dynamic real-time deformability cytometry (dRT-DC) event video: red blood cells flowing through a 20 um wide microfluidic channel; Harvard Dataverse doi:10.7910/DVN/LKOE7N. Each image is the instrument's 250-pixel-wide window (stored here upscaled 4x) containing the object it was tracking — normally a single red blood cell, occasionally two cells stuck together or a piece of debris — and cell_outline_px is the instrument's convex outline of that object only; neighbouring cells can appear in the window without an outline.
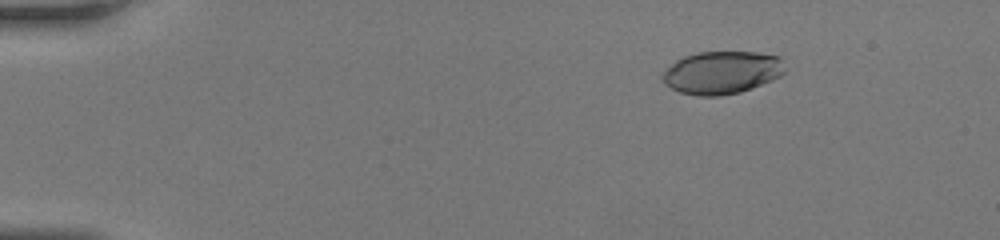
{"species": "human", "species_latin": "Homo sapiens", "temperature_condition": "room temperature", "stored_images_in_passage": 47, "camera_frame_rate_fps": 3000, "um_per_image_px": 0.085, "donor": {"sex": "female"}, "frame": {"image": 1, "passage_image": 8, "time_ms": 2.333, "image_size_px": [1000, 240], "cell_outline_px": [[784, 72], [780, 76], [752, 88], [740, 92], [720, 96], [696, 96], [680, 92], [664, 84], [660, 80], [660, 76], [676, 60], [684, 56], [696, 52], [756, 52], [780, 56]], "centroid_in_image_um": [61.32, 6.17], "position_along_channel_um": 23.7, "area_um2": 30.52}}
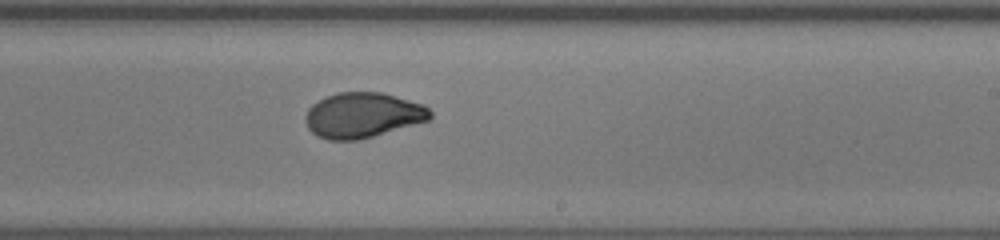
{"frame": {"image": 2, "passage_image": 30, "time_ms": 9.667, "image_size_px": [1000, 240], "cell_outline_px": [[432, 116], [428, 120], [372, 136], [356, 140], [328, 140], [316, 136], [308, 128], [308, 108], [312, 104], [324, 96], [340, 92], [384, 92], [424, 104], [432, 112]], "centroid_in_image_um": [30.85, 9.77], "position_along_channel_um": 258.2, "area_um2": 32.66}}
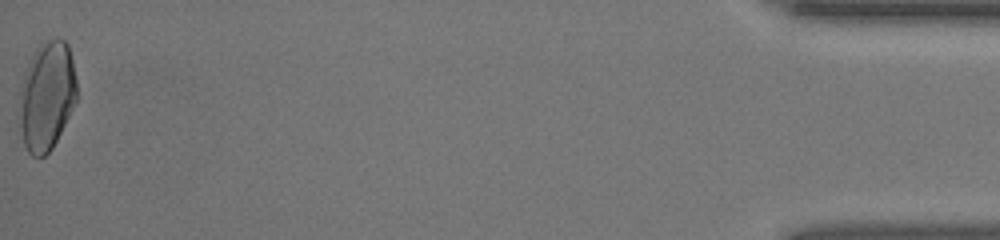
{"frame": {"image": 3, "passage_image": 47, "time_ms": 15.333, "image_size_px": [1000, 240], "cell_outline_px": [[76, 104], [52, 148], [44, 156], [32, 156], [28, 152], [24, 144], [20, 124], [20, 88], [28, 64], [36, 48], [40, 44], [48, 40], [64, 40], [68, 44], [72, 60], [76, 80]], "centroid_in_image_um": [3.99, 8.17], "position_along_channel_um": 431.2, "area_um2": 36.01}}